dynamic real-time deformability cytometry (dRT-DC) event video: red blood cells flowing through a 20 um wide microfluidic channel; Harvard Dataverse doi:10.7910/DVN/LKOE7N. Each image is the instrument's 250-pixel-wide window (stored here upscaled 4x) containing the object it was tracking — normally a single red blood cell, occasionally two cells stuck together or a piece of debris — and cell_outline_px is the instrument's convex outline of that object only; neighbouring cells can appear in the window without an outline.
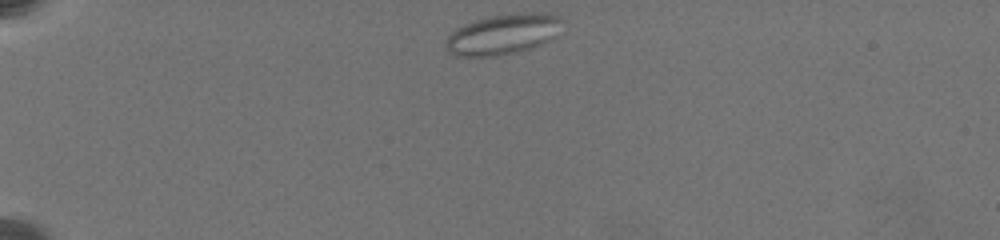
{"species": "common noctule bat (a hibernating species)", "species_latin": "Nyctalus noctula", "temperature_condition": "warm", "stored_images_in_passage": 20, "camera_frame_rate_fps": 3000, "um_per_image_px": 0.085, "animal": {"sex": "female", "body_mass_g": 19.5, "forearm_length_mm": 54.1}, "frame": {"image": 1, "passage_image": 1, "time_ms": 0.0, "image_size_px": [1000, 240], "cell_outline_px": [[564, 20], [552, 40], [528, 48], [488, 56], [456, 56], [448, 52], [444, 48], [444, 40], [456, 28], [464, 24], [488, 16], [524, 12], [528, 12], [560, 16]], "centroid_in_image_um": [42.7, 2.89], "position_along_channel_um": 42.3, "area_um2": 27.11}}
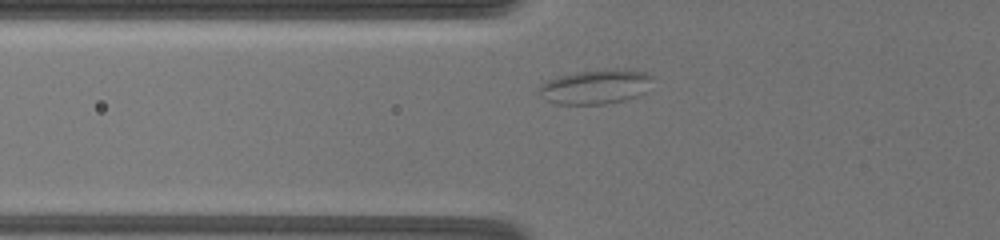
{"frame": {"image": 2, "passage_image": 19, "time_ms": 2.667, "image_size_px": [1000, 240], "cell_outline_px": [[652, 76], [644, 92], [636, 96], [624, 100], [604, 104], [556, 104], [540, 96], [540, 84], [548, 80], [560, 76], [576, 72], [616, 68], [644, 72]], "centroid_in_image_um": [50.59, 7.37], "position_along_channel_um": 75.2, "area_um2": 22.43}}